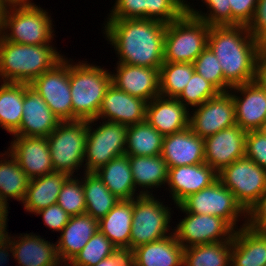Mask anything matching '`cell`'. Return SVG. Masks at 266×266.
Returning <instances> with one entry per match:
<instances>
[{
	"mask_svg": "<svg viewBox=\"0 0 266 266\" xmlns=\"http://www.w3.org/2000/svg\"><path fill=\"white\" fill-rule=\"evenodd\" d=\"M126 266H134L133 263L130 261Z\"/></svg>",
	"mask_w": 266,
	"mask_h": 266,
	"instance_id": "obj_57",
	"label": "cell"
},
{
	"mask_svg": "<svg viewBox=\"0 0 266 266\" xmlns=\"http://www.w3.org/2000/svg\"><path fill=\"white\" fill-rule=\"evenodd\" d=\"M164 136L146 120L128 126L125 154L128 156L161 155Z\"/></svg>",
	"mask_w": 266,
	"mask_h": 266,
	"instance_id": "obj_36",
	"label": "cell"
},
{
	"mask_svg": "<svg viewBox=\"0 0 266 266\" xmlns=\"http://www.w3.org/2000/svg\"><path fill=\"white\" fill-rule=\"evenodd\" d=\"M0 82V126L13 135L23 116L24 83Z\"/></svg>",
	"mask_w": 266,
	"mask_h": 266,
	"instance_id": "obj_34",
	"label": "cell"
},
{
	"mask_svg": "<svg viewBox=\"0 0 266 266\" xmlns=\"http://www.w3.org/2000/svg\"><path fill=\"white\" fill-rule=\"evenodd\" d=\"M135 188H142L141 195H153L147 189L158 188L167 183L168 167L161 155L128 156ZM147 188V189H146ZM146 189V190H145Z\"/></svg>",
	"mask_w": 266,
	"mask_h": 266,
	"instance_id": "obj_33",
	"label": "cell"
},
{
	"mask_svg": "<svg viewBox=\"0 0 266 266\" xmlns=\"http://www.w3.org/2000/svg\"><path fill=\"white\" fill-rule=\"evenodd\" d=\"M53 26L48 12L33 3L7 8L0 35L6 41L17 44H49L54 38Z\"/></svg>",
	"mask_w": 266,
	"mask_h": 266,
	"instance_id": "obj_6",
	"label": "cell"
},
{
	"mask_svg": "<svg viewBox=\"0 0 266 266\" xmlns=\"http://www.w3.org/2000/svg\"><path fill=\"white\" fill-rule=\"evenodd\" d=\"M7 151L30 179L55 172L46 137L14 136Z\"/></svg>",
	"mask_w": 266,
	"mask_h": 266,
	"instance_id": "obj_17",
	"label": "cell"
},
{
	"mask_svg": "<svg viewBox=\"0 0 266 266\" xmlns=\"http://www.w3.org/2000/svg\"><path fill=\"white\" fill-rule=\"evenodd\" d=\"M112 84L126 93L147 102L160 96L159 69L137 65L116 64Z\"/></svg>",
	"mask_w": 266,
	"mask_h": 266,
	"instance_id": "obj_22",
	"label": "cell"
},
{
	"mask_svg": "<svg viewBox=\"0 0 266 266\" xmlns=\"http://www.w3.org/2000/svg\"><path fill=\"white\" fill-rule=\"evenodd\" d=\"M232 238L231 266H266V235L247 226V219Z\"/></svg>",
	"mask_w": 266,
	"mask_h": 266,
	"instance_id": "obj_28",
	"label": "cell"
},
{
	"mask_svg": "<svg viewBox=\"0 0 266 266\" xmlns=\"http://www.w3.org/2000/svg\"><path fill=\"white\" fill-rule=\"evenodd\" d=\"M133 199L118 200L108 214L99 220V230L118 248L130 252Z\"/></svg>",
	"mask_w": 266,
	"mask_h": 266,
	"instance_id": "obj_29",
	"label": "cell"
},
{
	"mask_svg": "<svg viewBox=\"0 0 266 266\" xmlns=\"http://www.w3.org/2000/svg\"><path fill=\"white\" fill-rule=\"evenodd\" d=\"M255 81L266 91V47L257 56Z\"/></svg>",
	"mask_w": 266,
	"mask_h": 266,
	"instance_id": "obj_50",
	"label": "cell"
},
{
	"mask_svg": "<svg viewBox=\"0 0 266 266\" xmlns=\"http://www.w3.org/2000/svg\"><path fill=\"white\" fill-rule=\"evenodd\" d=\"M180 205L190 213L221 217L238 230L239 216L247 218V212L236 201L234 194L219 180L197 193L189 195ZM237 226V227H236Z\"/></svg>",
	"mask_w": 266,
	"mask_h": 266,
	"instance_id": "obj_12",
	"label": "cell"
},
{
	"mask_svg": "<svg viewBox=\"0 0 266 266\" xmlns=\"http://www.w3.org/2000/svg\"><path fill=\"white\" fill-rule=\"evenodd\" d=\"M107 19H151L169 24L188 7L181 0H115Z\"/></svg>",
	"mask_w": 266,
	"mask_h": 266,
	"instance_id": "obj_15",
	"label": "cell"
},
{
	"mask_svg": "<svg viewBox=\"0 0 266 266\" xmlns=\"http://www.w3.org/2000/svg\"><path fill=\"white\" fill-rule=\"evenodd\" d=\"M91 124L97 125L93 119L87 121L84 172L97 171L113 158L125 154L126 148L128 126L104 121L95 129Z\"/></svg>",
	"mask_w": 266,
	"mask_h": 266,
	"instance_id": "obj_9",
	"label": "cell"
},
{
	"mask_svg": "<svg viewBox=\"0 0 266 266\" xmlns=\"http://www.w3.org/2000/svg\"><path fill=\"white\" fill-rule=\"evenodd\" d=\"M95 173L119 200H130L142 196L135 192L137 190L127 154L113 158Z\"/></svg>",
	"mask_w": 266,
	"mask_h": 266,
	"instance_id": "obj_30",
	"label": "cell"
},
{
	"mask_svg": "<svg viewBox=\"0 0 266 266\" xmlns=\"http://www.w3.org/2000/svg\"><path fill=\"white\" fill-rule=\"evenodd\" d=\"M210 26L188 10L166 25L164 62L193 63L208 45Z\"/></svg>",
	"mask_w": 266,
	"mask_h": 266,
	"instance_id": "obj_5",
	"label": "cell"
},
{
	"mask_svg": "<svg viewBox=\"0 0 266 266\" xmlns=\"http://www.w3.org/2000/svg\"><path fill=\"white\" fill-rule=\"evenodd\" d=\"M15 238H18L17 240ZM12 247V257L17 260V266H62L57 254L56 243L43 239L40 235L20 234L8 236Z\"/></svg>",
	"mask_w": 266,
	"mask_h": 266,
	"instance_id": "obj_25",
	"label": "cell"
},
{
	"mask_svg": "<svg viewBox=\"0 0 266 266\" xmlns=\"http://www.w3.org/2000/svg\"><path fill=\"white\" fill-rule=\"evenodd\" d=\"M9 212L0 211V246L8 240V232L7 229V216Z\"/></svg>",
	"mask_w": 266,
	"mask_h": 266,
	"instance_id": "obj_51",
	"label": "cell"
},
{
	"mask_svg": "<svg viewBox=\"0 0 266 266\" xmlns=\"http://www.w3.org/2000/svg\"><path fill=\"white\" fill-rule=\"evenodd\" d=\"M187 7L189 6V4L187 3L186 0H181Z\"/></svg>",
	"mask_w": 266,
	"mask_h": 266,
	"instance_id": "obj_56",
	"label": "cell"
},
{
	"mask_svg": "<svg viewBox=\"0 0 266 266\" xmlns=\"http://www.w3.org/2000/svg\"><path fill=\"white\" fill-rule=\"evenodd\" d=\"M158 200L154 195H142L133 199L130 252L140 245L172 235L168 225L171 222V208L165 207L163 201Z\"/></svg>",
	"mask_w": 266,
	"mask_h": 266,
	"instance_id": "obj_8",
	"label": "cell"
},
{
	"mask_svg": "<svg viewBox=\"0 0 266 266\" xmlns=\"http://www.w3.org/2000/svg\"><path fill=\"white\" fill-rule=\"evenodd\" d=\"M231 6V25L248 26L251 22L258 0H229Z\"/></svg>",
	"mask_w": 266,
	"mask_h": 266,
	"instance_id": "obj_45",
	"label": "cell"
},
{
	"mask_svg": "<svg viewBox=\"0 0 266 266\" xmlns=\"http://www.w3.org/2000/svg\"><path fill=\"white\" fill-rule=\"evenodd\" d=\"M57 204L70 216L85 214L83 180H79L78 177L76 179L75 175L70 176L61 188Z\"/></svg>",
	"mask_w": 266,
	"mask_h": 266,
	"instance_id": "obj_41",
	"label": "cell"
},
{
	"mask_svg": "<svg viewBox=\"0 0 266 266\" xmlns=\"http://www.w3.org/2000/svg\"><path fill=\"white\" fill-rule=\"evenodd\" d=\"M229 92L235 105L236 125L245 131H256L266 119V91L252 81L234 86Z\"/></svg>",
	"mask_w": 266,
	"mask_h": 266,
	"instance_id": "obj_20",
	"label": "cell"
},
{
	"mask_svg": "<svg viewBox=\"0 0 266 266\" xmlns=\"http://www.w3.org/2000/svg\"><path fill=\"white\" fill-rule=\"evenodd\" d=\"M118 248L98 230L67 266H95Z\"/></svg>",
	"mask_w": 266,
	"mask_h": 266,
	"instance_id": "obj_39",
	"label": "cell"
},
{
	"mask_svg": "<svg viewBox=\"0 0 266 266\" xmlns=\"http://www.w3.org/2000/svg\"><path fill=\"white\" fill-rule=\"evenodd\" d=\"M166 25L144 18L107 19L103 33L117 51V63L160 69L164 63Z\"/></svg>",
	"mask_w": 266,
	"mask_h": 266,
	"instance_id": "obj_1",
	"label": "cell"
},
{
	"mask_svg": "<svg viewBox=\"0 0 266 266\" xmlns=\"http://www.w3.org/2000/svg\"><path fill=\"white\" fill-rule=\"evenodd\" d=\"M183 253L184 247L172 233L161 240L134 248L130 255L134 266H183Z\"/></svg>",
	"mask_w": 266,
	"mask_h": 266,
	"instance_id": "obj_27",
	"label": "cell"
},
{
	"mask_svg": "<svg viewBox=\"0 0 266 266\" xmlns=\"http://www.w3.org/2000/svg\"><path fill=\"white\" fill-rule=\"evenodd\" d=\"M183 213L174 230L177 241L184 247H192L214 242L232 241L235 229L224 219L209 214L187 212L180 204L176 205ZM187 215V216H186Z\"/></svg>",
	"mask_w": 266,
	"mask_h": 266,
	"instance_id": "obj_11",
	"label": "cell"
},
{
	"mask_svg": "<svg viewBox=\"0 0 266 266\" xmlns=\"http://www.w3.org/2000/svg\"><path fill=\"white\" fill-rule=\"evenodd\" d=\"M206 8L209 9L207 13L198 11L188 6V11L197 19L207 23L209 26H225L231 25V6L229 0H202ZM210 12V13H209Z\"/></svg>",
	"mask_w": 266,
	"mask_h": 266,
	"instance_id": "obj_43",
	"label": "cell"
},
{
	"mask_svg": "<svg viewBox=\"0 0 266 266\" xmlns=\"http://www.w3.org/2000/svg\"><path fill=\"white\" fill-rule=\"evenodd\" d=\"M207 46L219 60L224 81L231 88L255 81L256 61L262 46L247 26H210Z\"/></svg>",
	"mask_w": 266,
	"mask_h": 266,
	"instance_id": "obj_2",
	"label": "cell"
},
{
	"mask_svg": "<svg viewBox=\"0 0 266 266\" xmlns=\"http://www.w3.org/2000/svg\"><path fill=\"white\" fill-rule=\"evenodd\" d=\"M256 131L266 137V119L261 123L260 127Z\"/></svg>",
	"mask_w": 266,
	"mask_h": 266,
	"instance_id": "obj_55",
	"label": "cell"
},
{
	"mask_svg": "<svg viewBox=\"0 0 266 266\" xmlns=\"http://www.w3.org/2000/svg\"><path fill=\"white\" fill-rule=\"evenodd\" d=\"M99 230V221L88 214L71 216L56 242L61 263L67 266Z\"/></svg>",
	"mask_w": 266,
	"mask_h": 266,
	"instance_id": "obj_26",
	"label": "cell"
},
{
	"mask_svg": "<svg viewBox=\"0 0 266 266\" xmlns=\"http://www.w3.org/2000/svg\"><path fill=\"white\" fill-rule=\"evenodd\" d=\"M220 91L201 75L194 72L184 90L177 99L188 109L202 105L210 98L218 95ZM190 105V106H189ZM190 107V108H189Z\"/></svg>",
	"mask_w": 266,
	"mask_h": 266,
	"instance_id": "obj_40",
	"label": "cell"
},
{
	"mask_svg": "<svg viewBox=\"0 0 266 266\" xmlns=\"http://www.w3.org/2000/svg\"><path fill=\"white\" fill-rule=\"evenodd\" d=\"M29 86L47 103L60 121H72L69 60L63 58L52 69L34 79Z\"/></svg>",
	"mask_w": 266,
	"mask_h": 266,
	"instance_id": "obj_13",
	"label": "cell"
},
{
	"mask_svg": "<svg viewBox=\"0 0 266 266\" xmlns=\"http://www.w3.org/2000/svg\"><path fill=\"white\" fill-rule=\"evenodd\" d=\"M189 112L177 98L158 96L147 103L145 120L166 136L189 127Z\"/></svg>",
	"mask_w": 266,
	"mask_h": 266,
	"instance_id": "obj_24",
	"label": "cell"
},
{
	"mask_svg": "<svg viewBox=\"0 0 266 266\" xmlns=\"http://www.w3.org/2000/svg\"><path fill=\"white\" fill-rule=\"evenodd\" d=\"M70 176L63 172H53L30 180L23 206L35 214L50 205L57 204L58 195Z\"/></svg>",
	"mask_w": 266,
	"mask_h": 266,
	"instance_id": "obj_31",
	"label": "cell"
},
{
	"mask_svg": "<svg viewBox=\"0 0 266 266\" xmlns=\"http://www.w3.org/2000/svg\"><path fill=\"white\" fill-rule=\"evenodd\" d=\"M189 114V127L194 134L208 136L236 124L235 105L230 92H220ZM195 110V111H194Z\"/></svg>",
	"mask_w": 266,
	"mask_h": 266,
	"instance_id": "obj_14",
	"label": "cell"
},
{
	"mask_svg": "<svg viewBox=\"0 0 266 266\" xmlns=\"http://www.w3.org/2000/svg\"><path fill=\"white\" fill-rule=\"evenodd\" d=\"M52 46L17 44L0 35V80L30 84L65 57Z\"/></svg>",
	"mask_w": 266,
	"mask_h": 266,
	"instance_id": "obj_3",
	"label": "cell"
},
{
	"mask_svg": "<svg viewBox=\"0 0 266 266\" xmlns=\"http://www.w3.org/2000/svg\"><path fill=\"white\" fill-rule=\"evenodd\" d=\"M247 226L266 235V191L260 199L247 211Z\"/></svg>",
	"mask_w": 266,
	"mask_h": 266,
	"instance_id": "obj_48",
	"label": "cell"
},
{
	"mask_svg": "<svg viewBox=\"0 0 266 266\" xmlns=\"http://www.w3.org/2000/svg\"><path fill=\"white\" fill-rule=\"evenodd\" d=\"M245 157L266 170V137L257 131H247L245 138Z\"/></svg>",
	"mask_w": 266,
	"mask_h": 266,
	"instance_id": "obj_44",
	"label": "cell"
},
{
	"mask_svg": "<svg viewBox=\"0 0 266 266\" xmlns=\"http://www.w3.org/2000/svg\"><path fill=\"white\" fill-rule=\"evenodd\" d=\"M147 103L111 84L102 100L97 118L93 121L103 118L102 121L117 122L126 126L135 125L145 121Z\"/></svg>",
	"mask_w": 266,
	"mask_h": 266,
	"instance_id": "obj_19",
	"label": "cell"
},
{
	"mask_svg": "<svg viewBox=\"0 0 266 266\" xmlns=\"http://www.w3.org/2000/svg\"><path fill=\"white\" fill-rule=\"evenodd\" d=\"M83 191L86 203L85 213L98 221L106 216L118 202V198L110 192L95 172H84Z\"/></svg>",
	"mask_w": 266,
	"mask_h": 266,
	"instance_id": "obj_35",
	"label": "cell"
},
{
	"mask_svg": "<svg viewBox=\"0 0 266 266\" xmlns=\"http://www.w3.org/2000/svg\"><path fill=\"white\" fill-rule=\"evenodd\" d=\"M218 180L234 194L246 212L266 191V170L246 157L223 168Z\"/></svg>",
	"mask_w": 266,
	"mask_h": 266,
	"instance_id": "obj_10",
	"label": "cell"
},
{
	"mask_svg": "<svg viewBox=\"0 0 266 266\" xmlns=\"http://www.w3.org/2000/svg\"><path fill=\"white\" fill-rule=\"evenodd\" d=\"M218 180V173L206 163L168 168L167 185L174 204L209 187Z\"/></svg>",
	"mask_w": 266,
	"mask_h": 266,
	"instance_id": "obj_21",
	"label": "cell"
},
{
	"mask_svg": "<svg viewBox=\"0 0 266 266\" xmlns=\"http://www.w3.org/2000/svg\"><path fill=\"white\" fill-rule=\"evenodd\" d=\"M194 72L193 63L164 62L159 69L160 96L177 98Z\"/></svg>",
	"mask_w": 266,
	"mask_h": 266,
	"instance_id": "obj_38",
	"label": "cell"
},
{
	"mask_svg": "<svg viewBox=\"0 0 266 266\" xmlns=\"http://www.w3.org/2000/svg\"><path fill=\"white\" fill-rule=\"evenodd\" d=\"M161 156L168 168L205 163L204 139L190 127L164 136Z\"/></svg>",
	"mask_w": 266,
	"mask_h": 266,
	"instance_id": "obj_23",
	"label": "cell"
},
{
	"mask_svg": "<svg viewBox=\"0 0 266 266\" xmlns=\"http://www.w3.org/2000/svg\"><path fill=\"white\" fill-rule=\"evenodd\" d=\"M0 2L5 6V8L28 6L33 4L30 0H0Z\"/></svg>",
	"mask_w": 266,
	"mask_h": 266,
	"instance_id": "obj_53",
	"label": "cell"
},
{
	"mask_svg": "<svg viewBox=\"0 0 266 266\" xmlns=\"http://www.w3.org/2000/svg\"><path fill=\"white\" fill-rule=\"evenodd\" d=\"M69 61L72 121L96 119L102 100L112 84V72L82 61ZM72 63V64H71Z\"/></svg>",
	"mask_w": 266,
	"mask_h": 266,
	"instance_id": "obj_4",
	"label": "cell"
},
{
	"mask_svg": "<svg viewBox=\"0 0 266 266\" xmlns=\"http://www.w3.org/2000/svg\"><path fill=\"white\" fill-rule=\"evenodd\" d=\"M0 156L4 157L0 158V211L8 212L7 201L10 198L23 203L31 179L9 151H5ZM9 157L11 158L9 159Z\"/></svg>",
	"mask_w": 266,
	"mask_h": 266,
	"instance_id": "obj_32",
	"label": "cell"
},
{
	"mask_svg": "<svg viewBox=\"0 0 266 266\" xmlns=\"http://www.w3.org/2000/svg\"><path fill=\"white\" fill-rule=\"evenodd\" d=\"M195 72L213 84L220 92H228L231 87L224 81L221 64L207 46L193 62Z\"/></svg>",
	"mask_w": 266,
	"mask_h": 266,
	"instance_id": "obj_42",
	"label": "cell"
},
{
	"mask_svg": "<svg viewBox=\"0 0 266 266\" xmlns=\"http://www.w3.org/2000/svg\"><path fill=\"white\" fill-rule=\"evenodd\" d=\"M232 241L184 248L183 266H231Z\"/></svg>",
	"mask_w": 266,
	"mask_h": 266,
	"instance_id": "obj_37",
	"label": "cell"
},
{
	"mask_svg": "<svg viewBox=\"0 0 266 266\" xmlns=\"http://www.w3.org/2000/svg\"><path fill=\"white\" fill-rule=\"evenodd\" d=\"M9 251H10V253H13L12 244H11L10 240L8 239L6 242H4L0 246V266H4V264L9 262V258H8L10 256V253H8Z\"/></svg>",
	"mask_w": 266,
	"mask_h": 266,
	"instance_id": "obj_52",
	"label": "cell"
},
{
	"mask_svg": "<svg viewBox=\"0 0 266 266\" xmlns=\"http://www.w3.org/2000/svg\"><path fill=\"white\" fill-rule=\"evenodd\" d=\"M6 8L5 6L0 2V33L2 29V24H3V18L5 15Z\"/></svg>",
	"mask_w": 266,
	"mask_h": 266,
	"instance_id": "obj_54",
	"label": "cell"
},
{
	"mask_svg": "<svg viewBox=\"0 0 266 266\" xmlns=\"http://www.w3.org/2000/svg\"><path fill=\"white\" fill-rule=\"evenodd\" d=\"M246 134L247 131L235 124L206 137L205 163L219 173L235 160L244 158Z\"/></svg>",
	"mask_w": 266,
	"mask_h": 266,
	"instance_id": "obj_16",
	"label": "cell"
},
{
	"mask_svg": "<svg viewBox=\"0 0 266 266\" xmlns=\"http://www.w3.org/2000/svg\"><path fill=\"white\" fill-rule=\"evenodd\" d=\"M41 215L44 224L53 231L61 232L68 223L70 215L64 211L58 204L50 205L47 208L35 213Z\"/></svg>",
	"mask_w": 266,
	"mask_h": 266,
	"instance_id": "obj_47",
	"label": "cell"
},
{
	"mask_svg": "<svg viewBox=\"0 0 266 266\" xmlns=\"http://www.w3.org/2000/svg\"><path fill=\"white\" fill-rule=\"evenodd\" d=\"M130 261V252L126 250H118L113 255L101 260L95 266H126Z\"/></svg>",
	"mask_w": 266,
	"mask_h": 266,
	"instance_id": "obj_49",
	"label": "cell"
},
{
	"mask_svg": "<svg viewBox=\"0 0 266 266\" xmlns=\"http://www.w3.org/2000/svg\"><path fill=\"white\" fill-rule=\"evenodd\" d=\"M22 108L20 127L13 136L47 138L61 122L43 98L27 83H24Z\"/></svg>",
	"mask_w": 266,
	"mask_h": 266,
	"instance_id": "obj_18",
	"label": "cell"
},
{
	"mask_svg": "<svg viewBox=\"0 0 266 266\" xmlns=\"http://www.w3.org/2000/svg\"><path fill=\"white\" fill-rule=\"evenodd\" d=\"M254 39L266 47V0H258L254 16L247 26Z\"/></svg>",
	"mask_w": 266,
	"mask_h": 266,
	"instance_id": "obj_46",
	"label": "cell"
},
{
	"mask_svg": "<svg viewBox=\"0 0 266 266\" xmlns=\"http://www.w3.org/2000/svg\"><path fill=\"white\" fill-rule=\"evenodd\" d=\"M47 140L55 172L73 176L77 169L84 167L87 120L61 121Z\"/></svg>",
	"mask_w": 266,
	"mask_h": 266,
	"instance_id": "obj_7",
	"label": "cell"
}]
</instances>
